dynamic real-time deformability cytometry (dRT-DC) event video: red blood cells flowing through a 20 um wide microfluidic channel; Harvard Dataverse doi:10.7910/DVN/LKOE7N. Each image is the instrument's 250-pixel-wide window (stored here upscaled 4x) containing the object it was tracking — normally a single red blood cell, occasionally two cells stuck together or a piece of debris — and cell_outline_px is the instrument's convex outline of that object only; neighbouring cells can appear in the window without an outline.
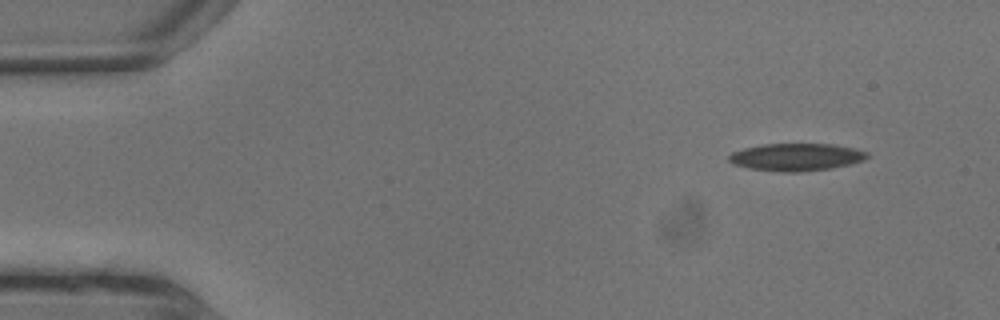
{"species": "common noctule bat (a hibernating species)", "species_latin": "Nyctalus noctula", "temperature_condition": "warm", "stored_images_in_passage": 7, "camera_frame_rate_fps": 3000, "um_per_image_px": 0.085, "animal": {"sex": "male", "body_mass_g": 13.3}, "frame": {"image": 1, "passage_image": 1, "time_ms": 0.0, "image_size_px": [1000, 320], "cell_outline_px": [[868, 156], [864, 160], [852, 164], [832, 168], [800, 172], [780, 172], [748, 168], [732, 164], [728, 160], [728, 156], [732, 152], [744, 148], [760, 144], [832, 144], [856, 148], [868, 152]], "centroid_in_image_um": [67.68, 13.35], "position_along_channel_um": 17.3, "area_um2": 22.37}}
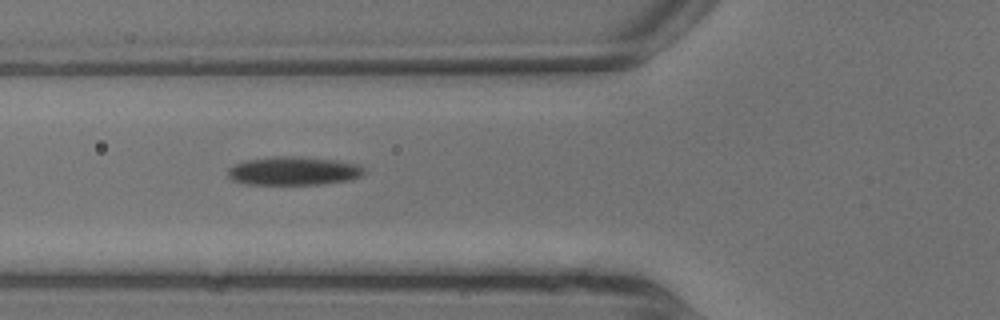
{"frame": {"image": 2, "passage_image": 6, "time_ms": 1.667, "image_size_px": [1000, 320], "cell_outline_px": [[364, 172], [360, 176], [348, 180], [324, 184], [244, 184], [232, 180], [228, 176], [228, 168], [244, 160], [272, 156], [300, 156], [336, 160], [356, 164], [364, 168]], "centroid_in_image_um": [24.92, 14.52], "position_along_channel_um": 100.9, "area_um2": 22.72}}
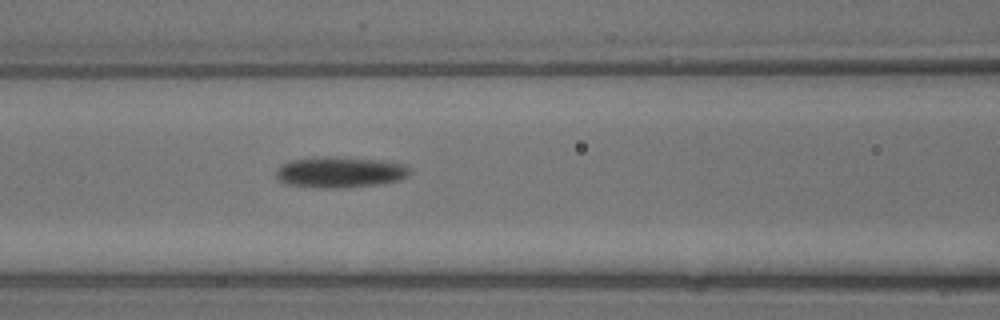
{"frame": {"image": 3, "passage_image": 7, "time_ms": 2.0, "image_size_px": [1000, 320], "cell_outline_px": [[412, 172], [408, 176], [400, 180], [376, 184], [348, 188], [324, 188], [288, 184], [280, 180], [276, 176], [276, 168], [280, 164], [292, 160], [320, 156], [336, 156], [384, 160], [408, 164], [412, 168]], "centroid_in_image_um": [28.97, 14.61], "position_along_channel_um": 137.6, "area_um2": 24.62}}